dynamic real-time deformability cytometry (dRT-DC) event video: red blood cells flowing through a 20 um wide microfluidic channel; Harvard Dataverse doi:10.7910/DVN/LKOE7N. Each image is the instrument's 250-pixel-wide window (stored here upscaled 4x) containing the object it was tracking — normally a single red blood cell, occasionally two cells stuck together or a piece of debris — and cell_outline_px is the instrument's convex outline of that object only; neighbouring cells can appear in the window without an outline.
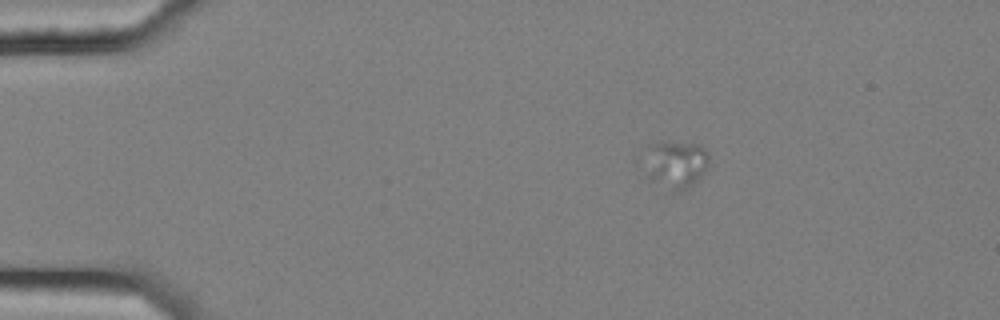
{"species": "common noctule bat (a hibernating species)", "species_latin": "Nyctalus noctula", "temperature_condition": "cold", "stored_images_in_passage": 6, "camera_frame_rate_fps": 3000, "um_per_image_px": 0.085, "animal": {"sex": "female", "body_mass_g": 25.1}, "frame": {"image": 1, "passage_image": 4, "time_ms": 1.0, "image_size_px": [1000, 320], "cell_outline_px": [[708, 164], [700, 176], [692, 184], [680, 192], [676, 192], [648, 180], [648, 144], [700, 144], [708, 152]], "centroid_in_image_um": [57.48, 14.0], "position_along_channel_um": 27.5, "area_um2": 17.05}}